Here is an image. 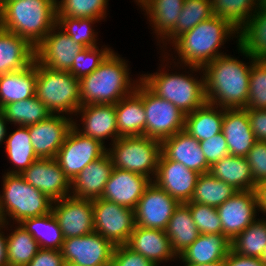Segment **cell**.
I'll use <instances>...</instances> for the list:
<instances>
[{
  "label": "cell",
  "mask_w": 266,
  "mask_h": 266,
  "mask_svg": "<svg viewBox=\"0 0 266 266\" xmlns=\"http://www.w3.org/2000/svg\"><path fill=\"white\" fill-rule=\"evenodd\" d=\"M73 119L63 114H52L46 120L28 126L31 144L38 158L55 159L73 127Z\"/></svg>",
  "instance_id": "cell-19"
},
{
  "label": "cell",
  "mask_w": 266,
  "mask_h": 266,
  "mask_svg": "<svg viewBox=\"0 0 266 266\" xmlns=\"http://www.w3.org/2000/svg\"><path fill=\"white\" fill-rule=\"evenodd\" d=\"M212 16V0H184L175 28L161 41L160 47L166 49L169 42L172 44L180 35Z\"/></svg>",
  "instance_id": "cell-37"
},
{
  "label": "cell",
  "mask_w": 266,
  "mask_h": 266,
  "mask_svg": "<svg viewBox=\"0 0 266 266\" xmlns=\"http://www.w3.org/2000/svg\"><path fill=\"white\" fill-rule=\"evenodd\" d=\"M75 115L77 118L81 115L82 127L75 119L73 126L84 136L96 139L103 145L108 138L113 143L121 137L117 129L115 104H87L80 106Z\"/></svg>",
  "instance_id": "cell-18"
},
{
  "label": "cell",
  "mask_w": 266,
  "mask_h": 266,
  "mask_svg": "<svg viewBox=\"0 0 266 266\" xmlns=\"http://www.w3.org/2000/svg\"><path fill=\"white\" fill-rule=\"evenodd\" d=\"M5 119L16 126H30L49 118L51 111L36 97L16 101L0 110Z\"/></svg>",
  "instance_id": "cell-39"
},
{
  "label": "cell",
  "mask_w": 266,
  "mask_h": 266,
  "mask_svg": "<svg viewBox=\"0 0 266 266\" xmlns=\"http://www.w3.org/2000/svg\"><path fill=\"white\" fill-rule=\"evenodd\" d=\"M231 241L223 234H200L179 256L181 263L204 264L225 260Z\"/></svg>",
  "instance_id": "cell-29"
},
{
  "label": "cell",
  "mask_w": 266,
  "mask_h": 266,
  "mask_svg": "<svg viewBox=\"0 0 266 266\" xmlns=\"http://www.w3.org/2000/svg\"><path fill=\"white\" fill-rule=\"evenodd\" d=\"M65 266H78V265H75V264H72V263H65Z\"/></svg>",
  "instance_id": "cell-59"
},
{
  "label": "cell",
  "mask_w": 266,
  "mask_h": 266,
  "mask_svg": "<svg viewBox=\"0 0 266 266\" xmlns=\"http://www.w3.org/2000/svg\"><path fill=\"white\" fill-rule=\"evenodd\" d=\"M238 190L226 182L217 179L210 172L199 174L190 202L219 207Z\"/></svg>",
  "instance_id": "cell-38"
},
{
  "label": "cell",
  "mask_w": 266,
  "mask_h": 266,
  "mask_svg": "<svg viewBox=\"0 0 266 266\" xmlns=\"http://www.w3.org/2000/svg\"><path fill=\"white\" fill-rule=\"evenodd\" d=\"M2 182L0 222L9 223L13 220L12 223L19 224L24 219L52 211L53 200L26 182L21 175L4 173Z\"/></svg>",
  "instance_id": "cell-6"
},
{
  "label": "cell",
  "mask_w": 266,
  "mask_h": 266,
  "mask_svg": "<svg viewBox=\"0 0 266 266\" xmlns=\"http://www.w3.org/2000/svg\"><path fill=\"white\" fill-rule=\"evenodd\" d=\"M111 266H156L142 254L134 252L124 245H116Z\"/></svg>",
  "instance_id": "cell-50"
},
{
  "label": "cell",
  "mask_w": 266,
  "mask_h": 266,
  "mask_svg": "<svg viewBox=\"0 0 266 266\" xmlns=\"http://www.w3.org/2000/svg\"><path fill=\"white\" fill-rule=\"evenodd\" d=\"M173 252L178 257L200 235L189 207L183 203L174 210L166 228Z\"/></svg>",
  "instance_id": "cell-34"
},
{
  "label": "cell",
  "mask_w": 266,
  "mask_h": 266,
  "mask_svg": "<svg viewBox=\"0 0 266 266\" xmlns=\"http://www.w3.org/2000/svg\"><path fill=\"white\" fill-rule=\"evenodd\" d=\"M224 108L206 102L185 115L184 130L196 140H208L222 132Z\"/></svg>",
  "instance_id": "cell-32"
},
{
  "label": "cell",
  "mask_w": 266,
  "mask_h": 266,
  "mask_svg": "<svg viewBox=\"0 0 266 266\" xmlns=\"http://www.w3.org/2000/svg\"><path fill=\"white\" fill-rule=\"evenodd\" d=\"M36 71L35 96L52 114L75 115L81 106L80 80L67 71L52 70L37 61Z\"/></svg>",
  "instance_id": "cell-7"
},
{
  "label": "cell",
  "mask_w": 266,
  "mask_h": 266,
  "mask_svg": "<svg viewBox=\"0 0 266 266\" xmlns=\"http://www.w3.org/2000/svg\"><path fill=\"white\" fill-rule=\"evenodd\" d=\"M136 1V2H135ZM146 13L149 24L159 43L176 26L177 19L183 9L184 0H134Z\"/></svg>",
  "instance_id": "cell-28"
},
{
  "label": "cell",
  "mask_w": 266,
  "mask_h": 266,
  "mask_svg": "<svg viewBox=\"0 0 266 266\" xmlns=\"http://www.w3.org/2000/svg\"><path fill=\"white\" fill-rule=\"evenodd\" d=\"M52 213L64 239L94 232L93 200L64 197L53 201Z\"/></svg>",
  "instance_id": "cell-16"
},
{
  "label": "cell",
  "mask_w": 266,
  "mask_h": 266,
  "mask_svg": "<svg viewBox=\"0 0 266 266\" xmlns=\"http://www.w3.org/2000/svg\"><path fill=\"white\" fill-rule=\"evenodd\" d=\"M254 183L259 186L266 181V142L256 141L246 156Z\"/></svg>",
  "instance_id": "cell-48"
},
{
  "label": "cell",
  "mask_w": 266,
  "mask_h": 266,
  "mask_svg": "<svg viewBox=\"0 0 266 266\" xmlns=\"http://www.w3.org/2000/svg\"><path fill=\"white\" fill-rule=\"evenodd\" d=\"M226 266H266L260 258L246 257L236 254L231 249L225 258Z\"/></svg>",
  "instance_id": "cell-53"
},
{
  "label": "cell",
  "mask_w": 266,
  "mask_h": 266,
  "mask_svg": "<svg viewBox=\"0 0 266 266\" xmlns=\"http://www.w3.org/2000/svg\"><path fill=\"white\" fill-rule=\"evenodd\" d=\"M184 266H226L225 260H220L214 263H204V264H193V263H183Z\"/></svg>",
  "instance_id": "cell-57"
},
{
  "label": "cell",
  "mask_w": 266,
  "mask_h": 266,
  "mask_svg": "<svg viewBox=\"0 0 266 266\" xmlns=\"http://www.w3.org/2000/svg\"><path fill=\"white\" fill-rule=\"evenodd\" d=\"M7 124L9 125L8 121L5 119L4 114L0 111V145L6 141L7 137Z\"/></svg>",
  "instance_id": "cell-56"
},
{
  "label": "cell",
  "mask_w": 266,
  "mask_h": 266,
  "mask_svg": "<svg viewBox=\"0 0 266 266\" xmlns=\"http://www.w3.org/2000/svg\"><path fill=\"white\" fill-rule=\"evenodd\" d=\"M125 245L134 252L142 254L156 266L161 265L164 261L166 263L178 260L165 230L143 228L136 225Z\"/></svg>",
  "instance_id": "cell-22"
},
{
  "label": "cell",
  "mask_w": 266,
  "mask_h": 266,
  "mask_svg": "<svg viewBox=\"0 0 266 266\" xmlns=\"http://www.w3.org/2000/svg\"><path fill=\"white\" fill-rule=\"evenodd\" d=\"M113 168V161L108 153L90 162L71 181L70 196L89 200L101 198Z\"/></svg>",
  "instance_id": "cell-23"
},
{
  "label": "cell",
  "mask_w": 266,
  "mask_h": 266,
  "mask_svg": "<svg viewBox=\"0 0 266 266\" xmlns=\"http://www.w3.org/2000/svg\"><path fill=\"white\" fill-rule=\"evenodd\" d=\"M256 141L266 142V109H246Z\"/></svg>",
  "instance_id": "cell-52"
},
{
  "label": "cell",
  "mask_w": 266,
  "mask_h": 266,
  "mask_svg": "<svg viewBox=\"0 0 266 266\" xmlns=\"http://www.w3.org/2000/svg\"><path fill=\"white\" fill-rule=\"evenodd\" d=\"M237 47L250 63L225 53L202 67L207 102L224 109L246 108L248 101L250 70L256 59Z\"/></svg>",
  "instance_id": "cell-1"
},
{
  "label": "cell",
  "mask_w": 266,
  "mask_h": 266,
  "mask_svg": "<svg viewBox=\"0 0 266 266\" xmlns=\"http://www.w3.org/2000/svg\"><path fill=\"white\" fill-rule=\"evenodd\" d=\"M35 61V47L19 35L0 28V75L20 71Z\"/></svg>",
  "instance_id": "cell-27"
},
{
  "label": "cell",
  "mask_w": 266,
  "mask_h": 266,
  "mask_svg": "<svg viewBox=\"0 0 266 266\" xmlns=\"http://www.w3.org/2000/svg\"><path fill=\"white\" fill-rule=\"evenodd\" d=\"M19 224L34 237L40 248L62 249L64 237L52 211L42 216L24 219Z\"/></svg>",
  "instance_id": "cell-36"
},
{
  "label": "cell",
  "mask_w": 266,
  "mask_h": 266,
  "mask_svg": "<svg viewBox=\"0 0 266 266\" xmlns=\"http://www.w3.org/2000/svg\"><path fill=\"white\" fill-rule=\"evenodd\" d=\"M107 148L113 167L155 178L161 154V142L147 136L119 137Z\"/></svg>",
  "instance_id": "cell-8"
},
{
  "label": "cell",
  "mask_w": 266,
  "mask_h": 266,
  "mask_svg": "<svg viewBox=\"0 0 266 266\" xmlns=\"http://www.w3.org/2000/svg\"><path fill=\"white\" fill-rule=\"evenodd\" d=\"M151 182L152 180L144 175L113 168L101 198L135 210Z\"/></svg>",
  "instance_id": "cell-21"
},
{
  "label": "cell",
  "mask_w": 266,
  "mask_h": 266,
  "mask_svg": "<svg viewBox=\"0 0 266 266\" xmlns=\"http://www.w3.org/2000/svg\"><path fill=\"white\" fill-rule=\"evenodd\" d=\"M216 209L223 235L231 241L257 219L260 211L257 190L237 191Z\"/></svg>",
  "instance_id": "cell-13"
},
{
  "label": "cell",
  "mask_w": 266,
  "mask_h": 266,
  "mask_svg": "<svg viewBox=\"0 0 266 266\" xmlns=\"http://www.w3.org/2000/svg\"><path fill=\"white\" fill-rule=\"evenodd\" d=\"M214 177L238 191L257 190L246 157L228 155L215 162L209 171Z\"/></svg>",
  "instance_id": "cell-33"
},
{
  "label": "cell",
  "mask_w": 266,
  "mask_h": 266,
  "mask_svg": "<svg viewBox=\"0 0 266 266\" xmlns=\"http://www.w3.org/2000/svg\"><path fill=\"white\" fill-rule=\"evenodd\" d=\"M26 266H65L61 250L40 248Z\"/></svg>",
  "instance_id": "cell-51"
},
{
  "label": "cell",
  "mask_w": 266,
  "mask_h": 266,
  "mask_svg": "<svg viewBox=\"0 0 266 266\" xmlns=\"http://www.w3.org/2000/svg\"><path fill=\"white\" fill-rule=\"evenodd\" d=\"M260 259L266 265V246H265V248L263 250V253H262Z\"/></svg>",
  "instance_id": "cell-58"
},
{
  "label": "cell",
  "mask_w": 266,
  "mask_h": 266,
  "mask_svg": "<svg viewBox=\"0 0 266 266\" xmlns=\"http://www.w3.org/2000/svg\"><path fill=\"white\" fill-rule=\"evenodd\" d=\"M222 133L232 156L246 157L256 142L245 108L224 109Z\"/></svg>",
  "instance_id": "cell-25"
},
{
  "label": "cell",
  "mask_w": 266,
  "mask_h": 266,
  "mask_svg": "<svg viewBox=\"0 0 266 266\" xmlns=\"http://www.w3.org/2000/svg\"><path fill=\"white\" fill-rule=\"evenodd\" d=\"M236 42L254 59L266 60V4H260L238 30Z\"/></svg>",
  "instance_id": "cell-31"
},
{
  "label": "cell",
  "mask_w": 266,
  "mask_h": 266,
  "mask_svg": "<svg viewBox=\"0 0 266 266\" xmlns=\"http://www.w3.org/2000/svg\"><path fill=\"white\" fill-rule=\"evenodd\" d=\"M115 245L97 232L64 239L65 263L78 266H111Z\"/></svg>",
  "instance_id": "cell-12"
},
{
  "label": "cell",
  "mask_w": 266,
  "mask_h": 266,
  "mask_svg": "<svg viewBox=\"0 0 266 266\" xmlns=\"http://www.w3.org/2000/svg\"><path fill=\"white\" fill-rule=\"evenodd\" d=\"M179 204L152 181L135 208V223L143 228L166 230Z\"/></svg>",
  "instance_id": "cell-14"
},
{
  "label": "cell",
  "mask_w": 266,
  "mask_h": 266,
  "mask_svg": "<svg viewBox=\"0 0 266 266\" xmlns=\"http://www.w3.org/2000/svg\"><path fill=\"white\" fill-rule=\"evenodd\" d=\"M142 101L146 114V136L162 142L184 130L185 114L160 98L142 82Z\"/></svg>",
  "instance_id": "cell-9"
},
{
  "label": "cell",
  "mask_w": 266,
  "mask_h": 266,
  "mask_svg": "<svg viewBox=\"0 0 266 266\" xmlns=\"http://www.w3.org/2000/svg\"><path fill=\"white\" fill-rule=\"evenodd\" d=\"M118 134L146 136V114L142 101V81L130 95L115 104Z\"/></svg>",
  "instance_id": "cell-26"
},
{
  "label": "cell",
  "mask_w": 266,
  "mask_h": 266,
  "mask_svg": "<svg viewBox=\"0 0 266 266\" xmlns=\"http://www.w3.org/2000/svg\"><path fill=\"white\" fill-rule=\"evenodd\" d=\"M259 4H266V0H259Z\"/></svg>",
  "instance_id": "cell-60"
},
{
  "label": "cell",
  "mask_w": 266,
  "mask_h": 266,
  "mask_svg": "<svg viewBox=\"0 0 266 266\" xmlns=\"http://www.w3.org/2000/svg\"><path fill=\"white\" fill-rule=\"evenodd\" d=\"M245 109H266V60L256 59L252 63Z\"/></svg>",
  "instance_id": "cell-45"
},
{
  "label": "cell",
  "mask_w": 266,
  "mask_h": 266,
  "mask_svg": "<svg viewBox=\"0 0 266 266\" xmlns=\"http://www.w3.org/2000/svg\"><path fill=\"white\" fill-rule=\"evenodd\" d=\"M112 50L108 46L86 47L76 55L69 73L80 80L95 71Z\"/></svg>",
  "instance_id": "cell-46"
},
{
  "label": "cell",
  "mask_w": 266,
  "mask_h": 266,
  "mask_svg": "<svg viewBox=\"0 0 266 266\" xmlns=\"http://www.w3.org/2000/svg\"><path fill=\"white\" fill-rule=\"evenodd\" d=\"M161 152L172 161L182 163L199 174L208 173L210 166L201 150L199 141L185 130L177 132L161 142Z\"/></svg>",
  "instance_id": "cell-24"
},
{
  "label": "cell",
  "mask_w": 266,
  "mask_h": 266,
  "mask_svg": "<svg viewBox=\"0 0 266 266\" xmlns=\"http://www.w3.org/2000/svg\"><path fill=\"white\" fill-rule=\"evenodd\" d=\"M21 176L53 201L70 196L71 182L55 159L38 158Z\"/></svg>",
  "instance_id": "cell-20"
},
{
  "label": "cell",
  "mask_w": 266,
  "mask_h": 266,
  "mask_svg": "<svg viewBox=\"0 0 266 266\" xmlns=\"http://www.w3.org/2000/svg\"><path fill=\"white\" fill-rule=\"evenodd\" d=\"M231 250L246 257L260 258L266 246V218H258L231 240Z\"/></svg>",
  "instance_id": "cell-41"
},
{
  "label": "cell",
  "mask_w": 266,
  "mask_h": 266,
  "mask_svg": "<svg viewBox=\"0 0 266 266\" xmlns=\"http://www.w3.org/2000/svg\"><path fill=\"white\" fill-rule=\"evenodd\" d=\"M105 146L96 139L82 135L73 126L57 152L55 160L71 182L86 165L107 153Z\"/></svg>",
  "instance_id": "cell-11"
},
{
  "label": "cell",
  "mask_w": 266,
  "mask_h": 266,
  "mask_svg": "<svg viewBox=\"0 0 266 266\" xmlns=\"http://www.w3.org/2000/svg\"><path fill=\"white\" fill-rule=\"evenodd\" d=\"M128 61L112 50L99 67L80 79L81 106L116 104L135 91L139 79L132 80Z\"/></svg>",
  "instance_id": "cell-3"
},
{
  "label": "cell",
  "mask_w": 266,
  "mask_h": 266,
  "mask_svg": "<svg viewBox=\"0 0 266 266\" xmlns=\"http://www.w3.org/2000/svg\"><path fill=\"white\" fill-rule=\"evenodd\" d=\"M257 193L259 198V212L266 217V181L257 187Z\"/></svg>",
  "instance_id": "cell-55"
},
{
  "label": "cell",
  "mask_w": 266,
  "mask_h": 266,
  "mask_svg": "<svg viewBox=\"0 0 266 266\" xmlns=\"http://www.w3.org/2000/svg\"><path fill=\"white\" fill-rule=\"evenodd\" d=\"M5 153L13 168L7 170V174L21 175L35 160L38 159L35 154L28 126H17V129L7 134L5 141Z\"/></svg>",
  "instance_id": "cell-35"
},
{
  "label": "cell",
  "mask_w": 266,
  "mask_h": 266,
  "mask_svg": "<svg viewBox=\"0 0 266 266\" xmlns=\"http://www.w3.org/2000/svg\"><path fill=\"white\" fill-rule=\"evenodd\" d=\"M200 234H223L222 224L215 207L195 202L185 203Z\"/></svg>",
  "instance_id": "cell-47"
},
{
  "label": "cell",
  "mask_w": 266,
  "mask_h": 266,
  "mask_svg": "<svg viewBox=\"0 0 266 266\" xmlns=\"http://www.w3.org/2000/svg\"><path fill=\"white\" fill-rule=\"evenodd\" d=\"M36 60L20 71L0 75V110L7 104L35 96Z\"/></svg>",
  "instance_id": "cell-30"
},
{
  "label": "cell",
  "mask_w": 266,
  "mask_h": 266,
  "mask_svg": "<svg viewBox=\"0 0 266 266\" xmlns=\"http://www.w3.org/2000/svg\"><path fill=\"white\" fill-rule=\"evenodd\" d=\"M9 223L0 222V266H9L7 257V236H5L4 231L6 228L9 229ZM2 228V229H1Z\"/></svg>",
  "instance_id": "cell-54"
},
{
  "label": "cell",
  "mask_w": 266,
  "mask_h": 266,
  "mask_svg": "<svg viewBox=\"0 0 266 266\" xmlns=\"http://www.w3.org/2000/svg\"><path fill=\"white\" fill-rule=\"evenodd\" d=\"M199 144L210 167L215 162L229 155L228 145L222 132L208 140L200 141Z\"/></svg>",
  "instance_id": "cell-49"
},
{
  "label": "cell",
  "mask_w": 266,
  "mask_h": 266,
  "mask_svg": "<svg viewBox=\"0 0 266 266\" xmlns=\"http://www.w3.org/2000/svg\"><path fill=\"white\" fill-rule=\"evenodd\" d=\"M93 217L94 231L115 246L126 244L136 226L135 210L103 198L93 200Z\"/></svg>",
  "instance_id": "cell-10"
},
{
  "label": "cell",
  "mask_w": 266,
  "mask_h": 266,
  "mask_svg": "<svg viewBox=\"0 0 266 266\" xmlns=\"http://www.w3.org/2000/svg\"><path fill=\"white\" fill-rule=\"evenodd\" d=\"M108 1L109 0H57V16L103 20L107 17Z\"/></svg>",
  "instance_id": "cell-43"
},
{
  "label": "cell",
  "mask_w": 266,
  "mask_h": 266,
  "mask_svg": "<svg viewBox=\"0 0 266 266\" xmlns=\"http://www.w3.org/2000/svg\"><path fill=\"white\" fill-rule=\"evenodd\" d=\"M85 48L55 25L35 47V60L49 69L69 72L76 55Z\"/></svg>",
  "instance_id": "cell-15"
},
{
  "label": "cell",
  "mask_w": 266,
  "mask_h": 266,
  "mask_svg": "<svg viewBox=\"0 0 266 266\" xmlns=\"http://www.w3.org/2000/svg\"><path fill=\"white\" fill-rule=\"evenodd\" d=\"M259 5V0H212V11L239 30Z\"/></svg>",
  "instance_id": "cell-42"
},
{
  "label": "cell",
  "mask_w": 266,
  "mask_h": 266,
  "mask_svg": "<svg viewBox=\"0 0 266 266\" xmlns=\"http://www.w3.org/2000/svg\"><path fill=\"white\" fill-rule=\"evenodd\" d=\"M198 176L196 171L188 169L182 163L169 160L161 152L153 182L183 204L191 200Z\"/></svg>",
  "instance_id": "cell-17"
},
{
  "label": "cell",
  "mask_w": 266,
  "mask_h": 266,
  "mask_svg": "<svg viewBox=\"0 0 266 266\" xmlns=\"http://www.w3.org/2000/svg\"><path fill=\"white\" fill-rule=\"evenodd\" d=\"M57 0H1L0 28L36 47L57 24Z\"/></svg>",
  "instance_id": "cell-4"
},
{
  "label": "cell",
  "mask_w": 266,
  "mask_h": 266,
  "mask_svg": "<svg viewBox=\"0 0 266 266\" xmlns=\"http://www.w3.org/2000/svg\"><path fill=\"white\" fill-rule=\"evenodd\" d=\"M7 236V257L9 266H26L39 251L34 237L20 224Z\"/></svg>",
  "instance_id": "cell-40"
},
{
  "label": "cell",
  "mask_w": 266,
  "mask_h": 266,
  "mask_svg": "<svg viewBox=\"0 0 266 266\" xmlns=\"http://www.w3.org/2000/svg\"><path fill=\"white\" fill-rule=\"evenodd\" d=\"M233 37L238 38V30L227 20L213 15L180 35L171 44L174 47V52L178 55L177 57L180 58L177 60L179 62H175L172 55L171 62L175 63L177 67L180 64V69L184 65L182 69L188 67L193 74L199 72L201 75L202 67L223 55L224 52H221L222 46L226 44L228 38L233 39Z\"/></svg>",
  "instance_id": "cell-2"
},
{
  "label": "cell",
  "mask_w": 266,
  "mask_h": 266,
  "mask_svg": "<svg viewBox=\"0 0 266 266\" xmlns=\"http://www.w3.org/2000/svg\"><path fill=\"white\" fill-rule=\"evenodd\" d=\"M163 52L168 54L167 56L164 54L162 58L164 66L161 64L159 68V72H154L151 74H142L141 81L157 96L160 98L166 99L167 101L174 104L182 113L185 115L193 112L195 109L203 106L207 100L205 96V84H204V75L199 77L193 76L192 73L184 71L185 74L180 71L177 73L165 71L164 69L172 64L168 58V51ZM167 58V59H166ZM169 59V60H168Z\"/></svg>",
  "instance_id": "cell-5"
},
{
  "label": "cell",
  "mask_w": 266,
  "mask_h": 266,
  "mask_svg": "<svg viewBox=\"0 0 266 266\" xmlns=\"http://www.w3.org/2000/svg\"><path fill=\"white\" fill-rule=\"evenodd\" d=\"M101 22L94 18H72L68 16H57V26L69 35L76 43L85 47H95L97 44L98 32L92 27L96 22Z\"/></svg>",
  "instance_id": "cell-44"
}]
</instances>
